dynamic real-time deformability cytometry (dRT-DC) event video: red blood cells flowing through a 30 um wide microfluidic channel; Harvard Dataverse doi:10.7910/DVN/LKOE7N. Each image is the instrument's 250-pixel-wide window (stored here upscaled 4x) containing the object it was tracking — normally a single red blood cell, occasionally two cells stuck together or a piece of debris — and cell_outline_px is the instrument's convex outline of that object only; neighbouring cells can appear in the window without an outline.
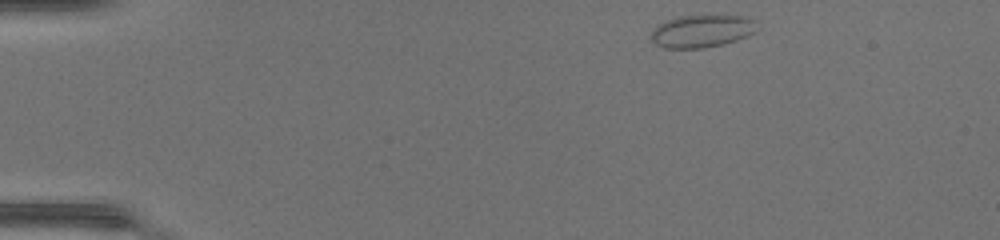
{"species": "common noctule bat (a hibernating species)", "species_latin": "Nyctalus noctula", "temperature_condition": "warm", "stored_images_in_passage": 10, "camera_frame_rate_fps": 3000, "um_per_image_px": 0.085, "animal": {"sex": "female", "body_mass_g": 17.0, "forearm_length_mm": 48.0}, "frame": {"image": 1, "passage_image": 1, "time_ms": 0.0, "image_size_px": [1000, 240], "cell_outline_px": [[760, 28], [756, 32], [748, 36], [724, 44], [704, 48], [664, 48], [656, 44], [652, 40], [652, 28], [668, 20], [680, 16], [744, 16], [756, 20]], "centroid_in_image_um": [59.72, 2.65], "position_along_channel_um": 25.3, "area_um2": 20.17}}